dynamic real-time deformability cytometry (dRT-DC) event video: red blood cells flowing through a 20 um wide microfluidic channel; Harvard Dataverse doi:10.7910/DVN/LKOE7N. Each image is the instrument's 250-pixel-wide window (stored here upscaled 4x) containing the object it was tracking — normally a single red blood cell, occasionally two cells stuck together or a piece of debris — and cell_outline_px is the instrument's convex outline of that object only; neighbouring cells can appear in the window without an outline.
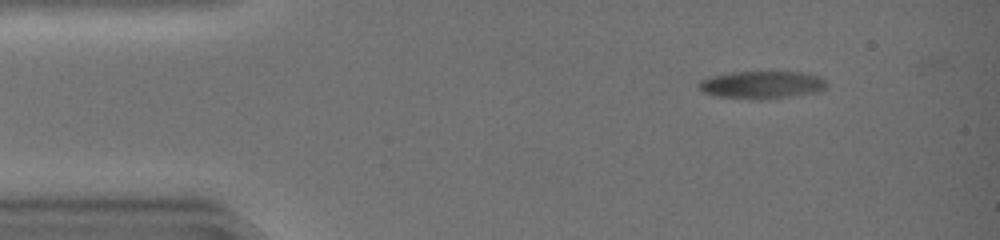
{"species": "common noctule bat (a hibernating species)", "species_latin": "Nyctalus noctula", "temperature_condition": "warm", "stored_images_in_passage": 41, "camera_frame_rate_fps": 3000, "um_per_image_px": 0.085, "animal": {"sex": "female", "body_mass_g": 19.0, "forearm_length_mm": 51.5}, "frame": {"image": 1, "passage_image": 3, "time_ms": 0.667, "image_size_px": [1000, 240], "cell_outline_px": [[828, 88], [820, 92], [788, 96], [712, 96], [704, 92], [696, 84], [700, 80], [708, 76], [732, 72], [804, 72], [820, 76], [828, 84]], "centroid_in_image_um": [64.79, 7.15], "position_along_channel_um": 20.2, "area_um2": 19.83}}
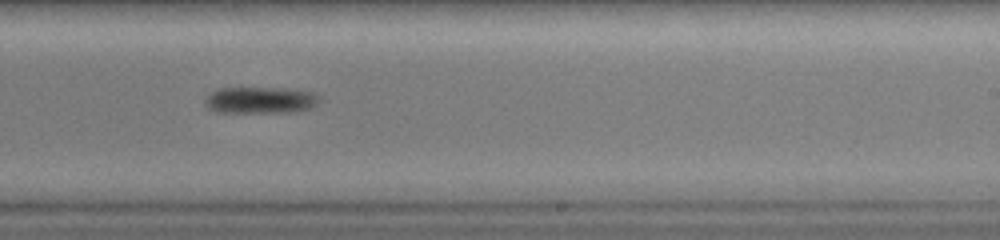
{"frame": {"image": 2, "passage_image": 27, "time_ms": 8.667, "image_size_px": [1000, 240], "cell_outline_px": [[324, 100], [308, 108], [280, 112], [216, 112], [208, 108], [204, 104], [204, 100], [212, 92], [220, 88], [296, 88], [316, 92]], "centroid_in_image_um": [22.18, 8.49], "position_along_channel_um": 266.8, "area_um2": 17.86}}
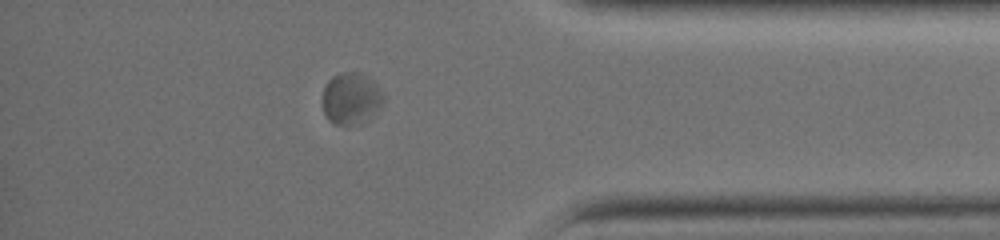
{"frame": {"image": 3, "passage_image": 38, "time_ms": 12.333, "image_size_px": [1000, 240], "cell_outline_px": [[384, 100], [372, 116], [360, 124], [332, 124], [328, 120], [324, 112], [324, 88], [328, 80], [332, 76], [340, 72], [360, 72], [368, 76], [384, 92]], "centroid_in_image_um": [29.86, 8.35], "position_along_channel_um": 405.3, "area_um2": 18.38}}